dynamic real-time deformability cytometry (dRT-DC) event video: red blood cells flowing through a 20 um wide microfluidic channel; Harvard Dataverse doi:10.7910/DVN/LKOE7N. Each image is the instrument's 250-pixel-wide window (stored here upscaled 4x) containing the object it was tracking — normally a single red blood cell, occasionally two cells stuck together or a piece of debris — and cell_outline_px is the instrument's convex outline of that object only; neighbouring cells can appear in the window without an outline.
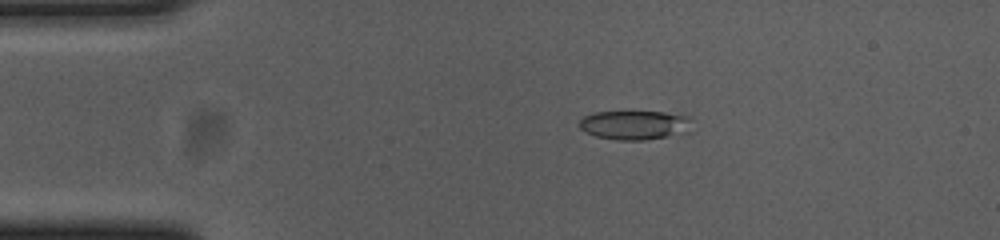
{"species": "common noctule bat (a hibernating species)", "species_latin": "Nyctalus noctula", "temperature_condition": "cold", "stored_images_in_passage": 40, "camera_frame_rate_fps": 3000, "um_per_image_px": 0.085, "animal": {"sex": "female", "body_mass_g": 23.0, "forearm_length_mm": 53.4}, "frame": {"image": 1, "passage_image": 3, "time_ms": 0.667, "image_size_px": [1000, 240], "cell_outline_px": [[692, 132], [644, 140], [616, 140], [596, 136], [584, 132], [580, 128], [580, 120], [584, 116], [596, 112], [664, 112], [692, 116]], "centroid_in_image_um": [54.03, 10.63], "position_along_channel_um": 31.0, "area_um2": 19.42}}
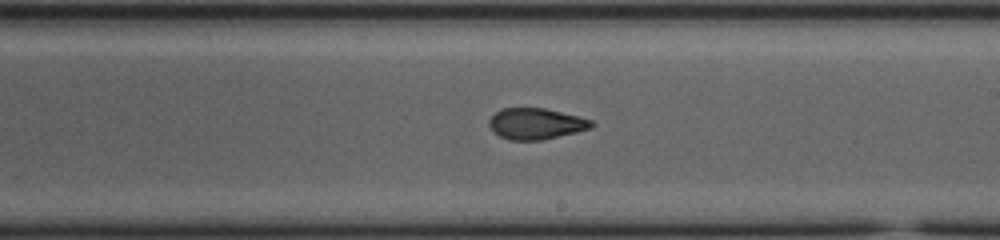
{"frame": {"image": 2, "passage_image": 24, "time_ms": 7.667, "image_size_px": [1000, 240], "cell_outline_px": [[596, 124], [592, 128], [576, 132], [540, 140], [508, 140], [500, 136], [488, 124], [488, 120], [496, 112], [504, 108], [544, 108], [580, 116], [592, 120]], "centroid_in_image_um": [45.59, 10.51], "position_along_channel_um": 243.4, "area_um2": 18.5}}
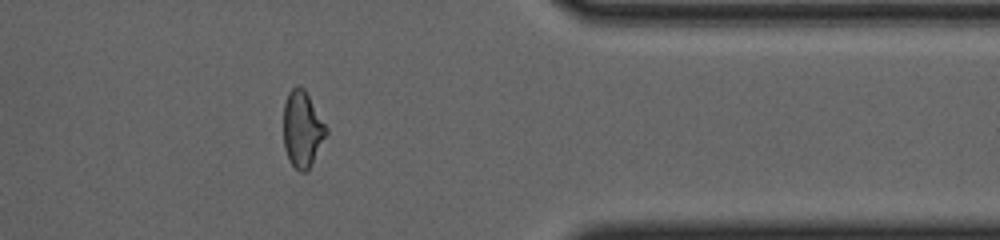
{"frame": {"image": 3, "passage_image": 37, "time_ms": 12.0, "image_size_px": [1000, 240], "cell_outline_px": [[328, 132], [312, 164], [304, 172], [300, 172], [288, 160], [284, 148], [284, 104], [288, 92], [296, 84], [304, 88], [328, 128]], "centroid_in_image_um": [25.7, 10.96], "position_along_channel_um": 385.7, "area_um2": 19.02}, "authors_computed_cell_mechanics": {"area_um2": 19.0451, "velocity_mm_per_s": 3.6909, "shape_relaxation_time_tau1_ms": null, "shape_relaxation_time_tau2_ms": 2.2315, "deformation_change_tau1": null, "deformation_change_tau2": 0.0895}}